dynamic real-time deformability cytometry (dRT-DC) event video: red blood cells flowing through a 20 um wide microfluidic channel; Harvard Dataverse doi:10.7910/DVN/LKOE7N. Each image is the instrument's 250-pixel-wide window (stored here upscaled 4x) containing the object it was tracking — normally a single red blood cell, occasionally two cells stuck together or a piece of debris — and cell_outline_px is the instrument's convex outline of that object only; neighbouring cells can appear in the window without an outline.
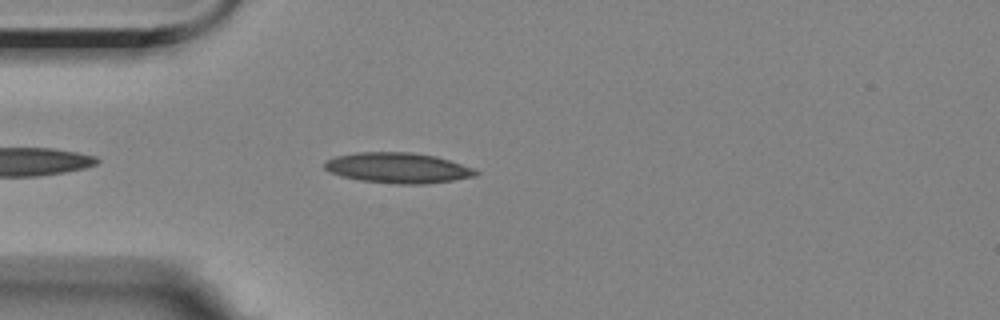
{"species": "Egyptian fruit bat (a non-hibernating species)", "species_latin": "Rousettus aegyptiacus", "temperature_condition": "room temperature", "stored_images_in_passage": 42, "camera_frame_rate_fps": 3000, "um_per_image_px": 0.085, "animal": {"sex": "female"}, "frame": {"image": 1, "passage_image": 4, "time_ms": 1.0, "image_size_px": [1000, 320], "cell_outline_px": [[480, 172], [476, 176], [452, 180], [424, 184], [400, 184], [360, 180], [328, 172], [324, 168], [324, 160], [336, 156], [356, 152], [412, 152], [436, 156], [472, 168]], "centroid_in_image_um": [33.79, 14.26], "position_along_channel_um": 51.2, "area_um2": 26.7}}
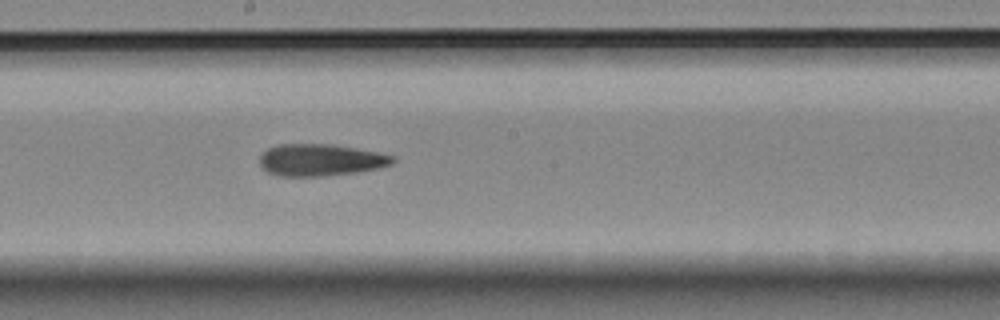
{"frame": {"image": 2, "passage_image": 19, "time_ms": 6.0, "image_size_px": [1000, 320], "cell_outline_px": [[396, 160], [392, 164], [376, 168], [356, 172], [320, 176], [280, 176], [268, 172], [260, 164], [260, 152], [276, 144], [332, 144], [380, 152], [396, 156]], "centroid_in_image_um": [27.25, 13.58], "position_along_channel_um": 221.0, "area_um2": 24.85}}
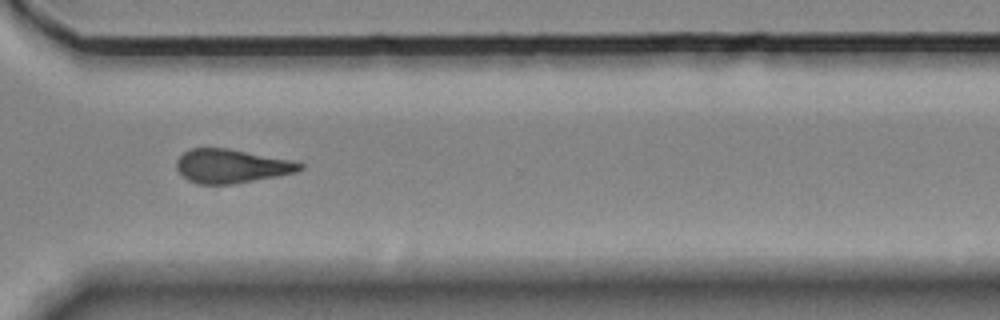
{"frame": {"image": 3, "passage_image": 30, "time_ms": 9.667, "image_size_px": [1000, 320], "cell_outline_px": [[304, 168], [296, 172], [276, 176], [232, 184], [200, 184], [188, 180], [176, 168], [176, 160], [184, 152], [192, 148], [228, 148], [300, 160], [304, 164]], "centroid_in_image_um": [19.75, 14.1], "position_along_channel_um": 350.8, "area_um2": 24.62}, "authors_computed_cell_mechanics": {"area_um2": 24.9118, "velocity_mm_per_s": 3.5452, "shape_relaxation_time_tau1_ms": null, "shape_relaxation_time_tau2_ms": 5.3448, "deformation_change_tau1": null, "deformation_change_tau2": 0.1573}}